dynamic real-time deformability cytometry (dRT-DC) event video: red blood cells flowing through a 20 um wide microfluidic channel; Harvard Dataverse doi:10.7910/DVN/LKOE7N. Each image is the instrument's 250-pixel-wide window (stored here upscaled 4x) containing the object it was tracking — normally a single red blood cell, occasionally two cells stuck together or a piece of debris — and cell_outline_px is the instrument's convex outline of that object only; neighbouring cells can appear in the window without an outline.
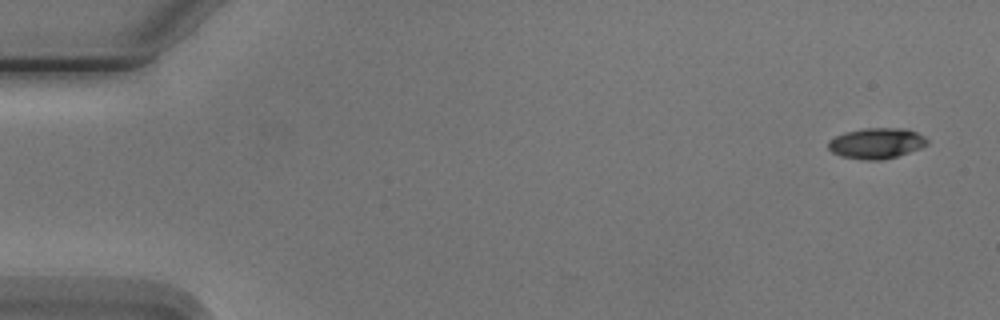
{"species": "Egyptian fruit bat (a non-hibernating species)", "species_latin": "Rousettus aegyptiacus", "temperature_condition": "cold", "stored_images_in_passage": 5, "camera_frame_rate_fps": 3000, "um_per_image_px": 0.085, "animal": {"sex": "male"}, "frame": {"image": 1, "passage_image": 1, "time_ms": 0.0, "image_size_px": [1000, 320], "cell_outline_px": [[928, 144], [920, 148], [896, 156], [880, 160], [864, 160], [840, 156], [832, 152], [828, 148], [828, 140], [844, 132], [864, 128], [908, 128], [924, 136], [928, 140]], "centroid_in_image_um": [74.48, 12.17], "position_along_channel_um": 10.5, "area_um2": 17.74}}
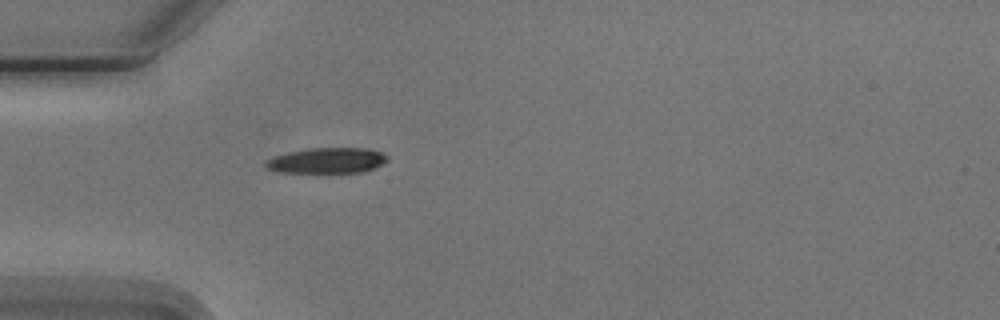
{"frame": {"image": 2, "passage_image": 5, "time_ms": 4.667, "image_size_px": [1000, 320], "cell_outline_px": [[388, 160], [372, 168], [360, 172], [284, 172], [268, 168], [264, 164], [264, 160], [288, 152], [308, 148], [364, 148], [380, 152], [388, 156]], "centroid_in_image_um": [27.78, 13.63], "position_along_channel_um": 57.2, "area_um2": 17.74}}